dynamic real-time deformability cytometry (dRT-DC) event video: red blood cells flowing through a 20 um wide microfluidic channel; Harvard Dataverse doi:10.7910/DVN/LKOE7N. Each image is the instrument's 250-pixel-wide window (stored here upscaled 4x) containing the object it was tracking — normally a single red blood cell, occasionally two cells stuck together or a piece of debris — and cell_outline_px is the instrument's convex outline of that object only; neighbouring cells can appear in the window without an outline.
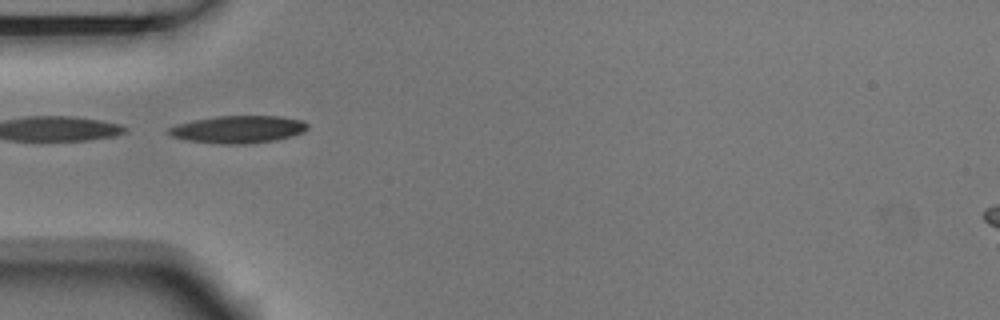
{"species": "Egyptian fruit bat (a non-hibernating species)", "species_latin": "Rousettus aegyptiacus", "temperature_condition": "room temperature", "stored_images_in_passage": 14, "camera_frame_rate_fps": 3000, "um_per_image_px": 0.085, "animal": {"sex": "male"}, "frame": {"image": 1, "passage_image": 4, "time_ms": 1.0, "image_size_px": [1000, 320], "cell_outline_px": [[308, 128], [304, 132], [292, 136], [276, 140], [252, 144], [220, 144], [188, 140], [172, 136], [168, 132], [168, 128], [176, 124], [192, 120], [216, 116], [280, 116], [304, 120], [308, 124]], "centroid_in_image_um": [20.28, 10.99], "position_along_channel_um": 64.7, "area_um2": 22.43}}
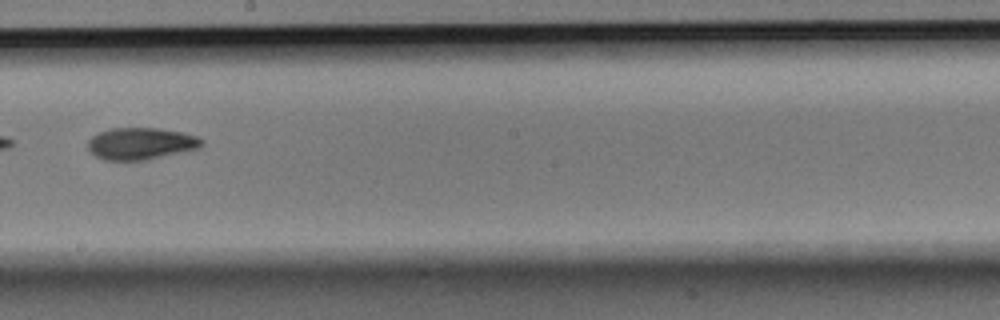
{"frame": {"image": 2, "passage_image": 8, "time_ms": 2.333, "image_size_px": [1000, 320], "cell_outline_px": [[204, 144], [200, 148], [148, 160], [104, 160], [96, 156], [88, 148], [88, 140], [92, 136], [100, 132], [112, 128], [160, 128], [184, 132], [196, 136], [204, 140]], "centroid_in_image_um": [12.02, 12.2], "position_along_channel_um": 236.2, "area_um2": 21.33}}
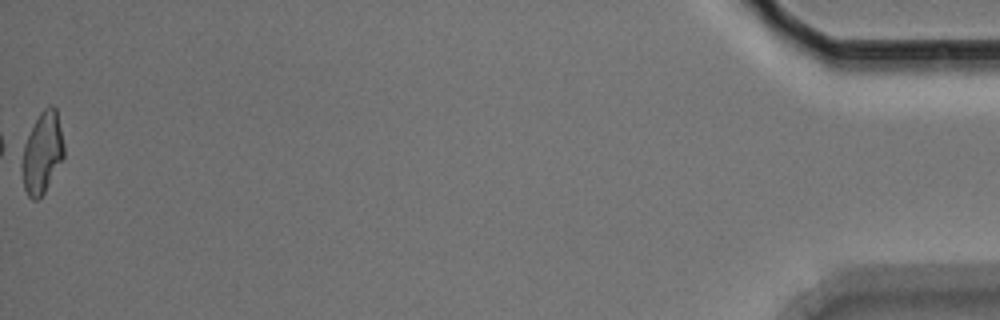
{"frame": {"image": 3, "passage_image": 14, "time_ms": 4.333, "image_size_px": [1000, 320], "cell_outline_px": [[64, 156], [44, 192], [36, 200], [32, 200], [28, 196], [24, 188], [16, 148], [40, 112], [48, 104], [52, 104], [56, 108], [64, 144]], "centroid_in_image_um": [3.48, 12.93], "position_along_channel_um": 431.7, "area_um2": 21.1}}